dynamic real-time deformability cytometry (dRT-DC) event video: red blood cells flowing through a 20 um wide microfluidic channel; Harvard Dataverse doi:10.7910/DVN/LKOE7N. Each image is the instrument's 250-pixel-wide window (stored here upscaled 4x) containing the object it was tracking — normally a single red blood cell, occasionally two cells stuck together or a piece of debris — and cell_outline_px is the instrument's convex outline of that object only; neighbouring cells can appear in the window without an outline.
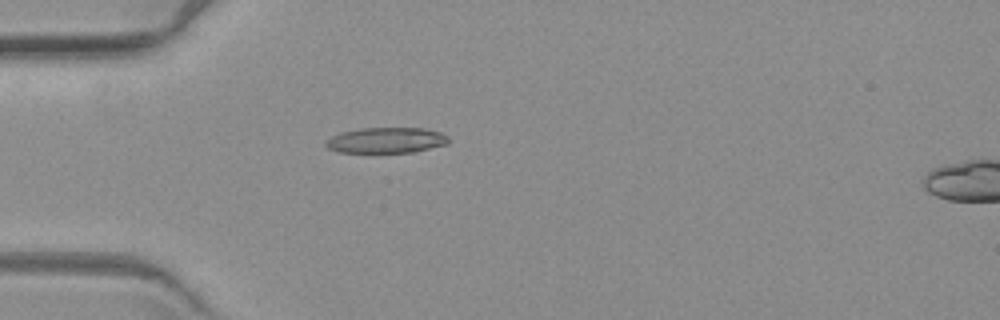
{"species": "common noctule bat (a hibernating species)", "species_latin": "Nyctalus noctula", "temperature_condition": "warm", "stored_images_in_passage": 6, "camera_frame_rate_fps": 3000, "um_per_image_px": 0.085, "animal": {"sex": "female", "body_mass_g": 19.3, "forearm_length_mm": 54.1}, "frame": {"image": 1, "passage_image": 5, "time_ms": 4.667, "image_size_px": [1000, 320], "cell_outline_px": [[448, 144], [416, 152], [340, 152], [328, 148], [324, 144], [332, 136], [340, 132], [360, 128], [424, 128], [440, 132], [448, 136]], "centroid_in_image_um": [32.86, 11.92], "position_along_channel_um": 52.1, "area_um2": 18.32}}